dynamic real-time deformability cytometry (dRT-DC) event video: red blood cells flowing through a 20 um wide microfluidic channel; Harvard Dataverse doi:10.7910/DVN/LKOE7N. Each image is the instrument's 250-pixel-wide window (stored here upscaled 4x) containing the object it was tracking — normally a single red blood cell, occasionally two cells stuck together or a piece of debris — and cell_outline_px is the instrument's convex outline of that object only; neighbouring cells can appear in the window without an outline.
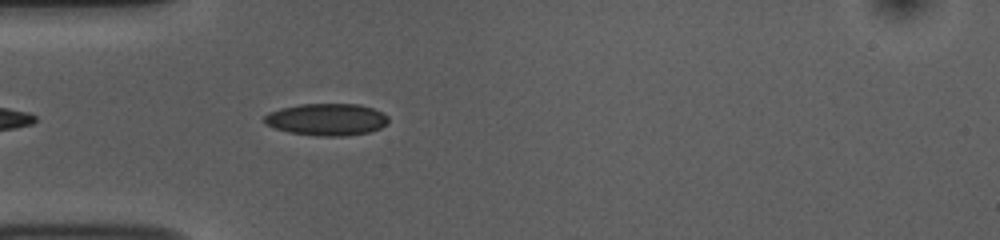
{"species": "common noctule bat (a hibernating species)", "species_latin": "Nyctalus noctula", "temperature_condition": "room temperature", "stored_images_in_passage": 27, "camera_frame_rate_fps": 3000, "um_per_image_px": 0.085, "animal": {"sex": "female", "body_mass_g": 10.0, "forearm_length_mm": 53.1}, "frame": {"image": 1, "passage_image": 4, "time_ms": 1.0, "image_size_px": [1000, 240], "cell_outline_px": [[388, 124], [380, 128], [368, 132], [348, 136], [316, 136], [288, 132], [264, 124], [264, 116], [268, 112], [280, 108], [300, 104], [360, 104], [384, 112], [388, 116]], "centroid_in_image_um": [27.78, 10.15], "position_along_channel_um": 57.2, "area_um2": 23.41}}
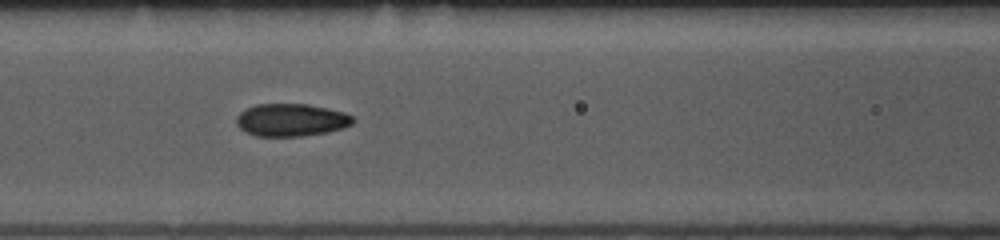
{"frame": {"image": 2, "passage_image": 11, "time_ms": 3.333, "image_size_px": [1000, 240], "cell_outline_px": [[356, 120], [352, 124], [344, 128], [328, 132], [304, 136], [256, 136], [244, 132], [236, 124], [236, 116], [240, 112], [256, 104], [308, 104], [328, 108], [344, 112], [352, 116]], "centroid_in_image_um": [24.76, 10.2], "position_along_channel_um": 141.8, "area_um2": 22.37}}
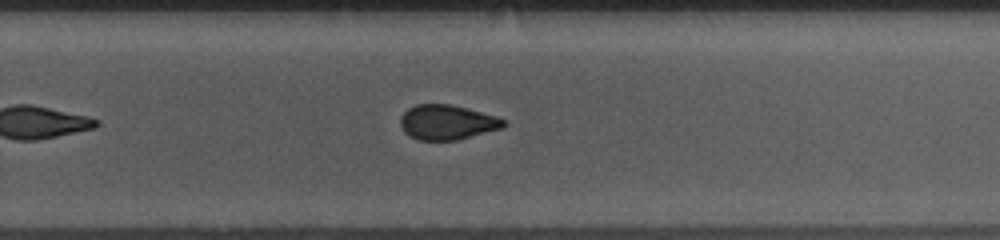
{"frame": {"image": 3, "passage_image": 23, "time_ms": 7.333, "image_size_px": [1000, 240], "cell_outline_px": [[508, 124], [504, 128], [456, 140], [416, 140], [404, 132], [400, 124], [400, 116], [408, 108], [416, 104], [448, 104], [496, 116], [504, 120]], "centroid_in_image_um": [37.99, 10.4], "position_along_channel_um": 291.8, "area_um2": 20.92}}